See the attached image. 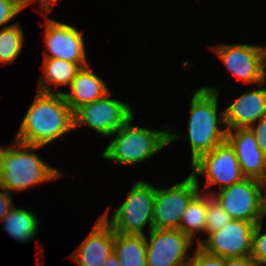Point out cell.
I'll use <instances>...</instances> for the list:
<instances>
[{"instance_id":"cell-1","label":"cell","mask_w":266,"mask_h":266,"mask_svg":"<svg viewBox=\"0 0 266 266\" xmlns=\"http://www.w3.org/2000/svg\"><path fill=\"white\" fill-rule=\"evenodd\" d=\"M73 129V112L63 94L37 91L14 140L44 147Z\"/></svg>"},{"instance_id":"cell-2","label":"cell","mask_w":266,"mask_h":266,"mask_svg":"<svg viewBox=\"0 0 266 266\" xmlns=\"http://www.w3.org/2000/svg\"><path fill=\"white\" fill-rule=\"evenodd\" d=\"M219 92L220 89L217 87L202 86L193 93L190 99L188 135L182 139H189L191 165L203 154L226 141L228 130L224 110L218 112L217 109Z\"/></svg>"},{"instance_id":"cell-3","label":"cell","mask_w":266,"mask_h":266,"mask_svg":"<svg viewBox=\"0 0 266 266\" xmlns=\"http://www.w3.org/2000/svg\"><path fill=\"white\" fill-rule=\"evenodd\" d=\"M13 142L4 148L0 146V188L16 193L61 176L56 167L35 153L42 146Z\"/></svg>"},{"instance_id":"cell-4","label":"cell","mask_w":266,"mask_h":266,"mask_svg":"<svg viewBox=\"0 0 266 266\" xmlns=\"http://www.w3.org/2000/svg\"><path fill=\"white\" fill-rule=\"evenodd\" d=\"M134 118L135 115L111 135L114 138L102 153L104 159L131 166L151 158L181 138L180 134L166 126L161 130H153L133 125Z\"/></svg>"},{"instance_id":"cell-5","label":"cell","mask_w":266,"mask_h":266,"mask_svg":"<svg viewBox=\"0 0 266 266\" xmlns=\"http://www.w3.org/2000/svg\"><path fill=\"white\" fill-rule=\"evenodd\" d=\"M155 186L143 180L131 187L127 199L118 209L109 215V208L101 217L120 234H143L147 225L149 232L153 229V203Z\"/></svg>"},{"instance_id":"cell-6","label":"cell","mask_w":266,"mask_h":266,"mask_svg":"<svg viewBox=\"0 0 266 266\" xmlns=\"http://www.w3.org/2000/svg\"><path fill=\"white\" fill-rule=\"evenodd\" d=\"M135 115L129 103L112 98L111 90L73 113L74 129L86 124L103 137H111Z\"/></svg>"},{"instance_id":"cell-7","label":"cell","mask_w":266,"mask_h":266,"mask_svg":"<svg viewBox=\"0 0 266 266\" xmlns=\"http://www.w3.org/2000/svg\"><path fill=\"white\" fill-rule=\"evenodd\" d=\"M199 185V179L190 173L186 179L171 187H155L153 229H179L183 213L199 192Z\"/></svg>"},{"instance_id":"cell-8","label":"cell","mask_w":266,"mask_h":266,"mask_svg":"<svg viewBox=\"0 0 266 266\" xmlns=\"http://www.w3.org/2000/svg\"><path fill=\"white\" fill-rule=\"evenodd\" d=\"M191 167L193 169L191 174L196 179L205 174L206 185L204 187L206 189L218 185V191H220L246 178L242 173L234 148L227 140L203 154Z\"/></svg>"},{"instance_id":"cell-9","label":"cell","mask_w":266,"mask_h":266,"mask_svg":"<svg viewBox=\"0 0 266 266\" xmlns=\"http://www.w3.org/2000/svg\"><path fill=\"white\" fill-rule=\"evenodd\" d=\"M234 220L259 222L262 218L260 180L244 178L230 187L208 193Z\"/></svg>"},{"instance_id":"cell-10","label":"cell","mask_w":266,"mask_h":266,"mask_svg":"<svg viewBox=\"0 0 266 266\" xmlns=\"http://www.w3.org/2000/svg\"><path fill=\"white\" fill-rule=\"evenodd\" d=\"M257 223L232 219L203 240L198 238L197 245L206 253L221 258L251 256L252 235Z\"/></svg>"},{"instance_id":"cell-11","label":"cell","mask_w":266,"mask_h":266,"mask_svg":"<svg viewBox=\"0 0 266 266\" xmlns=\"http://www.w3.org/2000/svg\"><path fill=\"white\" fill-rule=\"evenodd\" d=\"M146 239V266H184L193 245L187 235L179 229H152Z\"/></svg>"},{"instance_id":"cell-12","label":"cell","mask_w":266,"mask_h":266,"mask_svg":"<svg viewBox=\"0 0 266 266\" xmlns=\"http://www.w3.org/2000/svg\"><path fill=\"white\" fill-rule=\"evenodd\" d=\"M45 20L44 58L74 62L81 68L89 65L82 31L70 24L50 19L48 16Z\"/></svg>"},{"instance_id":"cell-13","label":"cell","mask_w":266,"mask_h":266,"mask_svg":"<svg viewBox=\"0 0 266 266\" xmlns=\"http://www.w3.org/2000/svg\"><path fill=\"white\" fill-rule=\"evenodd\" d=\"M229 72L244 84L263 85L259 45L219 44L212 47Z\"/></svg>"},{"instance_id":"cell-14","label":"cell","mask_w":266,"mask_h":266,"mask_svg":"<svg viewBox=\"0 0 266 266\" xmlns=\"http://www.w3.org/2000/svg\"><path fill=\"white\" fill-rule=\"evenodd\" d=\"M115 231L100 216L87 237L70 254L78 266H103L114 252Z\"/></svg>"},{"instance_id":"cell-15","label":"cell","mask_w":266,"mask_h":266,"mask_svg":"<svg viewBox=\"0 0 266 266\" xmlns=\"http://www.w3.org/2000/svg\"><path fill=\"white\" fill-rule=\"evenodd\" d=\"M226 140L234 148L246 178L260 181L266 178V155L257 145L255 135L250 128L228 130Z\"/></svg>"},{"instance_id":"cell-16","label":"cell","mask_w":266,"mask_h":266,"mask_svg":"<svg viewBox=\"0 0 266 266\" xmlns=\"http://www.w3.org/2000/svg\"><path fill=\"white\" fill-rule=\"evenodd\" d=\"M227 130L250 128L266 116V89L248 90L224 110Z\"/></svg>"},{"instance_id":"cell-17","label":"cell","mask_w":266,"mask_h":266,"mask_svg":"<svg viewBox=\"0 0 266 266\" xmlns=\"http://www.w3.org/2000/svg\"><path fill=\"white\" fill-rule=\"evenodd\" d=\"M70 93L64 92L65 102L74 113L84 105L92 103L110 91L106 82L89 65L82 67L69 86Z\"/></svg>"},{"instance_id":"cell-18","label":"cell","mask_w":266,"mask_h":266,"mask_svg":"<svg viewBox=\"0 0 266 266\" xmlns=\"http://www.w3.org/2000/svg\"><path fill=\"white\" fill-rule=\"evenodd\" d=\"M41 66L44 73L38 81L37 91L55 94H63L64 91L57 90L58 86L69 87L81 69L77 63L56 58H44ZM52 85H54L55 90H53Z\"/></svg>"},{"instance_id":"cell-19","label":"cell","mask_w":266,"mask_h":266,"mask_svg":"<svg viewBox=\"0 0 266 266\" xmlns=\"http://www.w3.org/2000/svg\"><path fill=\"white\" fill-rule=\"evenodd\" d=\"M38 217L32 211L27 209L14 207L1 220L4 229L13 238V240L27 243L33 241L38 233L40 225Z\"/></svg>"},{"instance_id":"cell-20","label":"cell","mask_w":266,"mask_h":266,"mask_svg":"<svg viewBox=\"0 0 266 266\" xmlns=\"http://www.w3.org/2000/svg\"><path fill=\"white\" fill-rule=\"evenodd\" d=\"M114 253L120 266H146V239L143 234L114 235Z\"/></svg>"},{"instance_id":"cell-21","label":"cell","mask_w":266,"mask_h":266,"mask_svg":"<svg viewBox=\"0 0 266 266\" xmlns=\"http://www.w3.org/2000/svg\"><path fill=\"white\" fill-rule=\"evenodd\" d=\"M179 230L191 240L197 232L206 233V193L199 191L188 203Z\"/></svg>"},{"instance_id":"cell-22","label":"cell","mask_w":266,"mask_h":266,"mask_svg":"<svg viewBox=\"0 0 266 266\" xmlns=\"http://www.w3.org/2000/svg\"><path fill=\"white\" fill-rule=\"evenodd\" d=\"M18 22L10 27L0 28V63L12 64L24 47L25 35Z\"/></svg>"},{"instance_id":"cell-23","label":"cell","mask_w":266,"mask_h":266,"mask_svg":"<svg viewBox=\"0 0 266 266\" xmlns=\"http://www.w3.org/2000/svg\"><path fill=\"white\" fill-rule=\"evenodd\" d=\"M232 218L222 208L218 201L206 193V234L207 236L222 229Z\"/></svg>"},{"instance_id":"cell-24","label":"cell","mask_w":266,"mask_h":266,"mask_svg":"<svg viewBox=\"0 0 266 266\" xmlns=\"http://www.w3.org/2000/svg\"><path fill=\"white\" fill-rule=\"evenodd\" d=\"M263 219H261L254 228L252 235V254L257 266L266 264V231L263 233Z\"/></svg>"},{"instance_id":"cell-25","label":"cell","mask_w":266,"mask_h":266,"mask_svg":"<svg viewBox=\"0 0 266 266\" xmlns=\"http://www.w3.org/2000/svg\"><path fill=\"white\" fill-rule=\"evenodd\" d=\"M24 8L23 0H0V27L12 26L11 24L7 25L8 22L13 20Z\"/></svg>"},{"instance_id":"cell-26","label":"cell","mask_w":266,"mask_h":266,"mask_svg":"<svg viewBox=\"0 0 266 266\" xmlns=\"http://www.w3.org/2000/svg\"><path fill=\"white\" fill-rule=\"evenodd\" d=\"M188 266H225V258L206 253L197 245L196 251L190 256Z\"/></svg>"},{"instance_id":"cell-27","label":"cell","mask_w":266,"mask_h":266,"mask_svg":"<svg viewBox=\"0 0 266 266\" xmlns=\"http://www.w3.org/2000/svg\"><path fill=\"white\" fill-rule=\"evenodd\" d=\"M257 124L250 127L255 135L257 145L261 151L266 155V116L262 117Z\"/></svg>"},{"instance_id":"cell-28","label":"cell","mask_w":266,"mask_h":266,"mask_svg":"<svg viewBox=\"0 0 266 266\" xmlns=\"http://www.w3.org/2000/svg\"><path fill=\"white\" fill-rule=\"evenodd\" d=\"M11 196L12 195L9 191L0 188V221L14 207V202H13Z\"/></svg>"},{"instance_id":"cell-29","label":"cell","mask_w":266,"mask_h":266,"mask_svg":"<svg viewBox=\"0 0 266 266\" xmlns=\"http://www.w3.org/2000/svg\"><path fill=\"white\" fill-rule=\"evenodd\" d=\"M225 266H257L251 256L225 258Z\"/></svg>"},{"instance_id":"cell-30","label":"cell","mask_w":266,"mask_h":266,"mask_svg":"<svg viewBox=\"0 0 266 266\" xmlns=\"http://www.w3.org/2000/svg\"><path fill=\"white\" fill-rule=\"evenodd\" d=\"M41 7V12H44V15L48 14L52 10V6L57 2V0H37ZM35 0H23L24 7L26 8L30 4L34 3Z\"/></svg>"},{"instance_id":"cell-31","label":"cell","mask_w":266,"mask_h":266,"mask_svg":"<svg viewBox=\"0 0 266 266\" xmlns=\"http://www.w3.org/2000/svg\"><path fill=\"white\" fill-rule=\"evenodd\" d=\"M260 53V65H261V77L262 81L265 84L266 82V48L259 45Z\"/></svg>"},{"instance_id":"cell-32","label":"cell","mask_w":266,"mask_h":266,"mask_svg":"<svg viewBox=\"0 0 266 266\" xmlns=\"http://www.w3.org/2000/svg\"><path fill=\"white\" fill-rule=\"evenodd\" d=\"M262 218L266 217V178L260 181ZM264 192V194H263Z\"/></svg>"},{"instance_id":"cell-33","label":"cell","mask_w":266,"mask_h":266,"mask_svg":"<svg viewBox=\"0 0 266 266\" xmlns=\"http://www.w3.org/2000/svg\"><path fill=\"white\" fill-rule=\"evenodd\" d=\"M103 266H120L117 255L113 252L105 261Z\"/></svg>"}]
</instances>
